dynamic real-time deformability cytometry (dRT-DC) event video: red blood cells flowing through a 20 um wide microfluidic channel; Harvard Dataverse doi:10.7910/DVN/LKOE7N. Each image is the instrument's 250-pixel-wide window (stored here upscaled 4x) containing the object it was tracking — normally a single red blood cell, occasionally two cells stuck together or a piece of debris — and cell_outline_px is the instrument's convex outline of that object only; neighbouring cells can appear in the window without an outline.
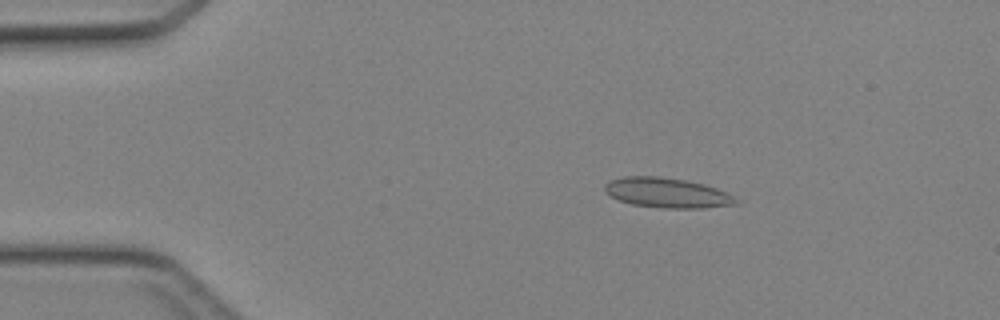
{"species": "Egyptian fruit bat (a non-hibernating species)", "species_latin": "Rousettus aegyptiacus", "temperature_condition": "cold", "stored_images_in_passage": 45, "camera_frame_rate_fps": 3000, "um_per_image_px": 0.085, "animal": {"sex": "female"}, "frame": {"image": 1, "passage_image": 8, "time_ms": 2.333, "image_size_px": [1000, 320], "cell_outline_px": [[740, 204], [704, 208], [664, 208], [632, 204], [620, 200], [604, 192], [604, 184], [612, 180], [624, 176], [656, 176], [684, 180], [704, 184], [716, 188], [740, 200]], "centroid_in_image_um": [56.72, 16.39], "position_along_channel_um": 28.3, "area_um2": 22.77}}
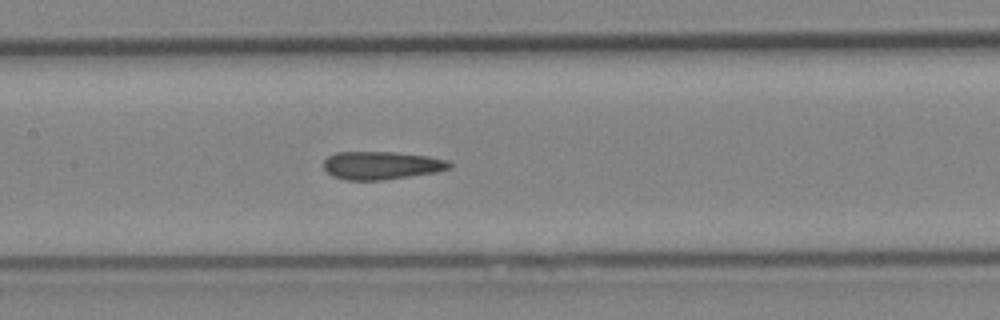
{"frame": {"image": 2, "passage_image": 22, "time_ms": 7.0, "image_size_px": [1000, 320], "cell_outline_px": [[452, 168], [436, 172], [384, 180], [344, 180], [332, 176], [324, 168], [324, 160], [328, 156], [336, 152], [396, 152], [428, 156], [448, 160], [452, 164]], "centroid_in_image_um": [32.43, 14.06], "position_along_channel_um": 175.0, "area_um2": 20.69}}
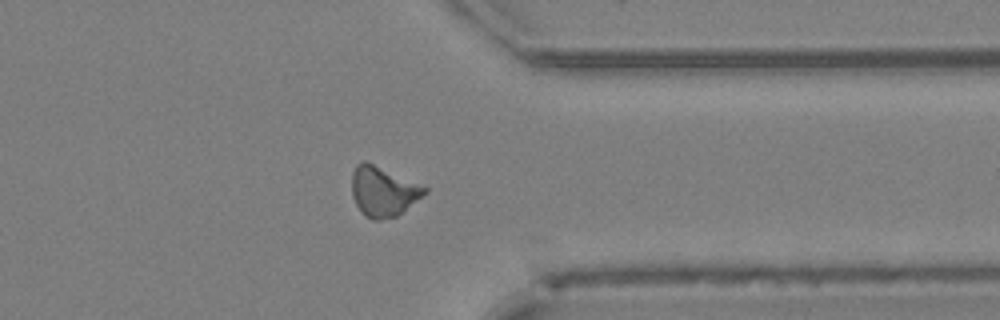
{"frame": {"image": 3, "passage_image": 36, "time_ms": 11.667, "image_size_px": [1000, 320], "cell_outline_px": [[428, 192], [396, 216], [380, 220], [372, 220], [356, 204], [352, 196], [352, 172], [356, 164], [364, 160], [428, 188]], "centroid_in_image_um": [32.56, 16.26], "position_along_channel_um": 378.8, "area_um2": 20.69}}